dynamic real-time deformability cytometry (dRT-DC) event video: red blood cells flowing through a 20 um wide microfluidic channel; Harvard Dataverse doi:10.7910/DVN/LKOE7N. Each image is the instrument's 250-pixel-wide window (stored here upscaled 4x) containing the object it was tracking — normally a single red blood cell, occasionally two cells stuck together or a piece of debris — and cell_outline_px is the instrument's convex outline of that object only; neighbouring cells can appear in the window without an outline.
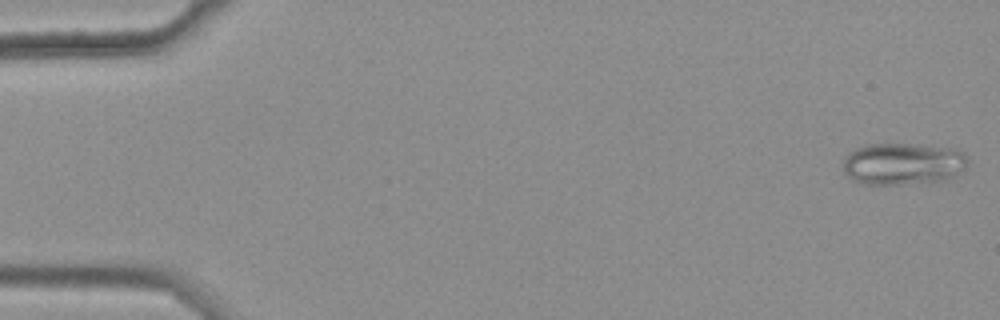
{"species": "common noctule bat (a hibernating species)", "species_latin": "Nyctalus noctula", "temperature_condition": "warm", "stored_images_in_passage": 48, "camera_frame_rate_fps": 3000, "um_per_image_px": 0.085, "animal": {"sex": "female", "body_mass_g": 25.1}, "frame": {"image": 1, "passage_image": 1, "time_ms": 0.0, "image_size_px": [1000, 320], "cell_outline_px": [[968, 160], [964, 168], [948, 180], [900, 184], [864, 184], [852, 180], [844, 172], [844, 156], [848, 152], [856, 148], [868, 144], [920, 144], [948, 148], [964, 152]], "centroid_in_image_um": [76.73, 13.92], "position_along_channel_um": 8.3, "area_um2": 30.52}}
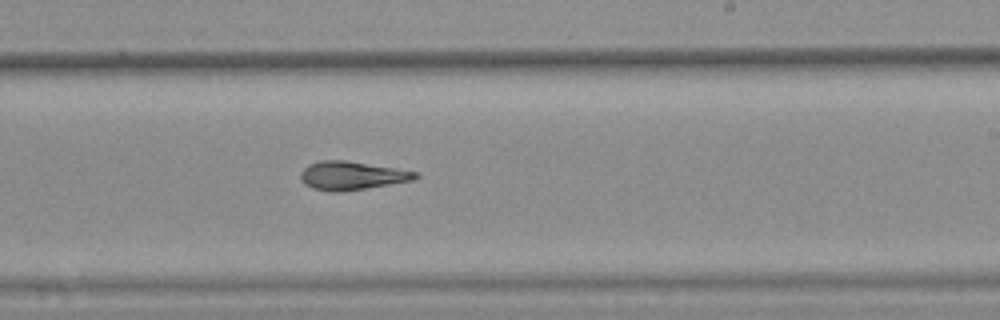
{"frame": {"image": 2, "passage_image": 33, "time_ms": 10.667, "image_size_px": [1000, 320], "cell_outline_px": [[420, 176], [416, 180], [340, 192], [328, 192], [312, 188], [304, 184], [300, 180], [300, 172], [308, 164], [320, 160], [344, 160], [396, 168], [420, 172]], "centroid_in_image_um": [29.91, 14.93], "position_along_channel_um": 259.1, "area_um2": 19.31}}
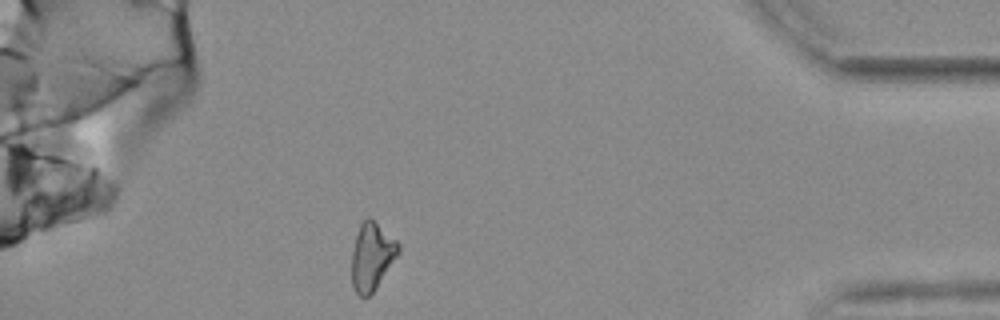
{"frame": {"image": 3, "passage_image": 48, "time_ms": 15.667, "image_size_px": [1000, 320], "cell_outline_px": [[400, 252], [376, 288], [368, 296], [360, 296], [352, 288], [352, 252], [356, 236], [360, 224], [368, 216], [396, 240], [400, 244]], "centroid_in_image_um": [31.61, 21.81], "position_along_channel_um": 403.6, "area_um2": 18.15}, "authors_computed_cell_mechanics": {"area_um2": 19.1318, "velocity_mm_per_s": 3.7131, "shape_relaxation_time_tau1_ms": null, "shape_relaxation_time_tau2_ms": 4.6748, "deformation_change_tau1": null, "deformation_change_tau2": 0.1082}}